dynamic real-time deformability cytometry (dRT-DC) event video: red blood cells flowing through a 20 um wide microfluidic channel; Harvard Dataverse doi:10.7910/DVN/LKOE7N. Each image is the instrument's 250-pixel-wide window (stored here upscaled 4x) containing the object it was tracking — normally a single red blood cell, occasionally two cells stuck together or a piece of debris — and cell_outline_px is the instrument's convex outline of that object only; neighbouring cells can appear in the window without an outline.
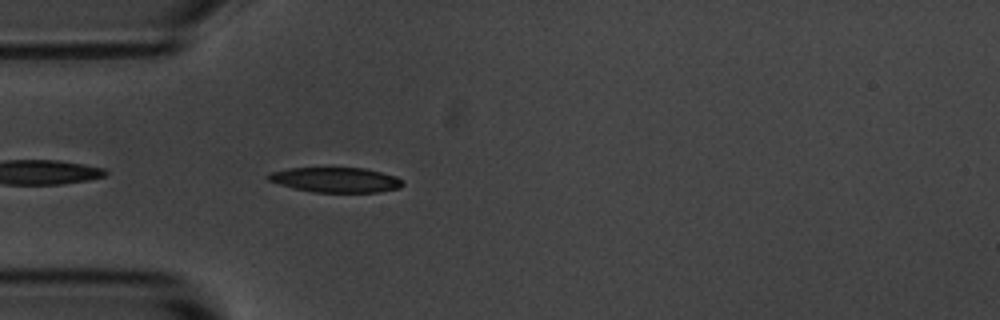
{"species": "common noctule bat (a hibernating species)", "species_latin": "Nyctalus noctula", "temperature_condition": "room temperature", "stored_images_in_passage": 5, "camera_frame_rate_fps": 3000, "um_per_image_px": 0.085, "animal": {"sex": "male", "body_mass_g": 20.1, "forearm_length_mm": 53.5}, "frame": {"image": 1, "passage_image": 5, "time_ms": 4.667, "image_size_px": [1000, 320], "cell_outline_px": [[404, 184], [400, 188], [380, 192], [312, 192], [292, 188], [268, 180], [264, 176], [268, 172], [288, 168], [364, 168], [396, 176], [404, 180]], "centroid_in_image_um": [28.52, 15.29], "position_along_channel_um": 56.5, "area_um2": 19.77}}